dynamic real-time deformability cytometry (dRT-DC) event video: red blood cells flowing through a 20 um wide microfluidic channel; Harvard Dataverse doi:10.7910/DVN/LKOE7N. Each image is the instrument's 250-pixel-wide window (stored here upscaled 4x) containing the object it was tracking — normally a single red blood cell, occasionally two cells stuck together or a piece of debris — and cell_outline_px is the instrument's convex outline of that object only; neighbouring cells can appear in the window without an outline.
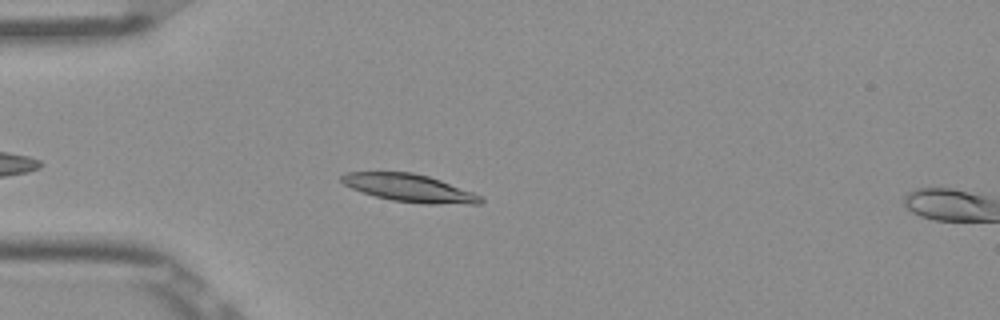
{"species": "Egyptian fruit bat (a non-hibernating species)", "species_latin": "Rousettus aegyptiacus", "temperature_condition": "room temperature", "stored_images_in_passage": 8, "camera_frame_rate_fps": 3000, "um_per_image_px": 0.085, "frame": {"image": 1, "passage_image": 6, "time_ms": 1.667, "image_size_px": [1000, 320], "cell_outline_px": [[484, 200], [480, 204], [424, 204], [392, 200], [376, 196], [352, 188], [344, 184], [340, 180], [340, 176], [348, 172], [412, 172], [428, 176], [440, 180], [472, 192], [480, 196]], "centroid_in_image_um": [34.81, 15.98], "position_along_channel_um": 50.2, "area_um2": 22.2}}